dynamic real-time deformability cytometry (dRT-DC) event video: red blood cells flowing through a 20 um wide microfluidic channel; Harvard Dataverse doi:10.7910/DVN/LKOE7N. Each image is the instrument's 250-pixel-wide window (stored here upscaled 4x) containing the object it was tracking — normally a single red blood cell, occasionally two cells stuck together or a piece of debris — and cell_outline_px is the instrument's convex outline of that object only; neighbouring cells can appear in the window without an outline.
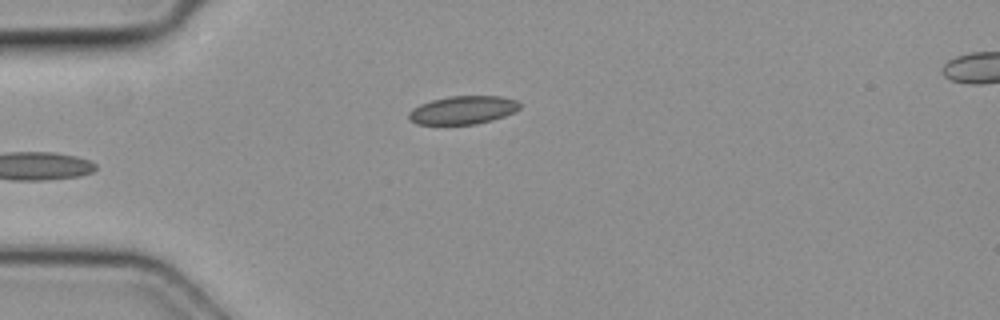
{"species": "common noctule bat (a hibernating species)", "species_latin": "Nyctalus noctula", "temperature_condition": "cold", "stored_images_in_passage": 4, "camera_frame_rate_fps": 3000, "um_per_image_px": 0.085, "animal": {"sex": "female", "body_mass_g": 19.3, "forearm_length_mm": 54.1}, "frame": {"image": 1, "passage_image": 4, "time_ms": 1.0, "image_size_px": [1000, 320], "cell_outline_px": [[520, 108], [516, 112], [492, 120], [476, 124], [416, 124], [408, 120], [408, 112], [412, 108], [420, 104], [432, 100], [448, 96], [504, 96], [516, 100], [520, 104]], "centroid_in_image_um": [39.34, 9.35], "position_along_channel_um": 45.7, "area_um2": 18.44}}